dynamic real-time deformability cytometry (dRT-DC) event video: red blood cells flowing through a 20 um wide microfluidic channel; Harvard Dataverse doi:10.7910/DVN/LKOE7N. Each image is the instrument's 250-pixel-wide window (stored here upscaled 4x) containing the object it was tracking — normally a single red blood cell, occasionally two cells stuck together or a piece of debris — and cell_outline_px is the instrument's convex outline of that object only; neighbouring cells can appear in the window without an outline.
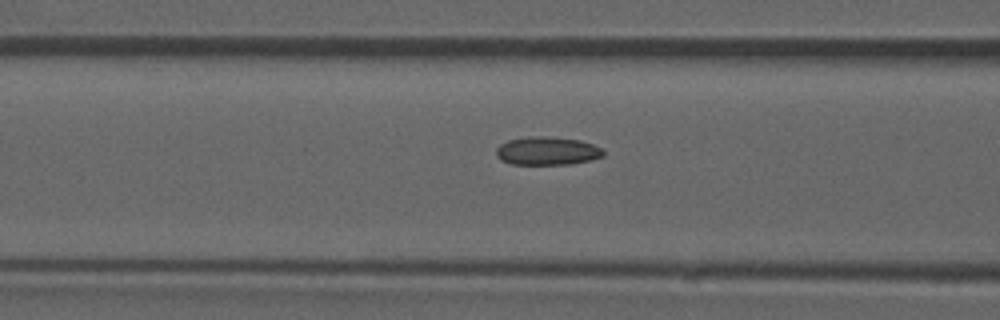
{"species": "common noctule bat (a hibernating species)", "species_latin": "Nyctalus noctula", "temperature_condition": "room temperature", "stored_images_in_passage": 38, "camera_frame_rate_fps": 3000, "um_per_image_px": 0.085, "animal": {"sex": "male", "forearm_length_mm": 52.5}, "frame": {"image": 1, "passage_image": 15, "time_ms": 4.667, "image_size_px": [1000, 320], "cell_outline_px": [[604, 156], [572, 164], [512, 164], [500, 160], [496, 156], [496, 148], [500, 144], [508, 140], [532, 136], [544, 136], [580, 140], [592, 144], [600, 148], [604, 152]], "centroid_in_image_um": [46.48, 12.83], "position_along_channel_um": 120.1, "area_um2": 17.57}, "authors_computed_cell_mechanics": {"area_um2": 17.34, "velocity_mm_per_s": 3.8645, "shape_relaxation_time_tau1_ms": null, "shape_relaxation_time_tau2_ms": 5.0999, "deformation_change_tau1": null, "deformation_change_tau2": 0.0949}}